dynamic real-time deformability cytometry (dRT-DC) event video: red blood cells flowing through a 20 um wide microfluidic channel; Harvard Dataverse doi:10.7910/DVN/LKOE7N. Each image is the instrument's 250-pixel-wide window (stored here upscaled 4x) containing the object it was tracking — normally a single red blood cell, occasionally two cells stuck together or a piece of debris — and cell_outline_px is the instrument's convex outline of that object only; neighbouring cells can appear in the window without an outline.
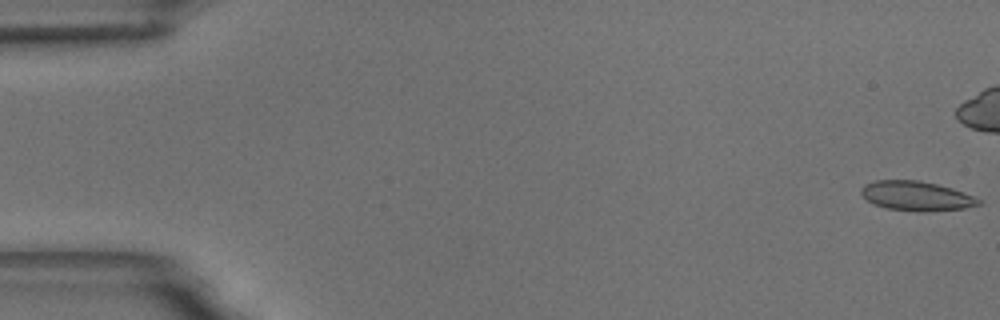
{"species": "common noctule bat (a hibernating species)", "species_latin": "Nyctalus noctula", "temperature_condition": "room temperature", "stored_images_in_passage": 45, "camera_frame_rate_fps": 3000, "um_per_image_px": 0.085, "animal": {"sex": "male", "body_mass_g": 18.8}, "frame": {"image": 1, "passage_image": 1, "time_ms": 0.0, "image_size_px": [1000, 320], "cell_outline_px": [[984, 204], [964, 208], [924, 212], [920, 212], [888, 208], [876, 204], [868, 200], [860, 192], [860, 188], [864, 184], [876, 180], [920, 180], [952, 188], [972, 196], [980, 200]], "centroid_in_image_um": [77.9, 16.65], "position_along_channel_um": 7.1, "area_um2": 20.06}}
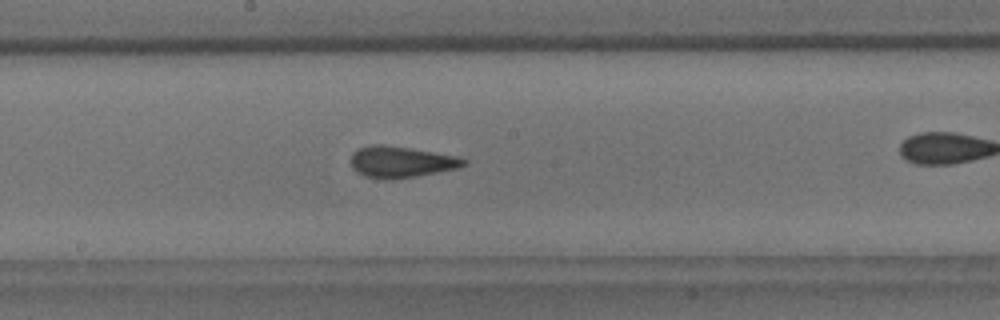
{"frame": {"image": 2, "passage_image": 30, "time_ms": 9.667, "image_size_px": [1000, 320], "cell_outline_px": [[468, 164], [460, 168], [416, 176], [392, 180], [384, 180], [364, 176], [356, 172], [352, 168], [352, 152], [360, 148], [376, 144], [384, 144], [460, 156], [468, 160]], "centroid_in_image_um": [34.14, 13.77], "position_along_channel_um": 214.1, "area_um2": 20.87}}
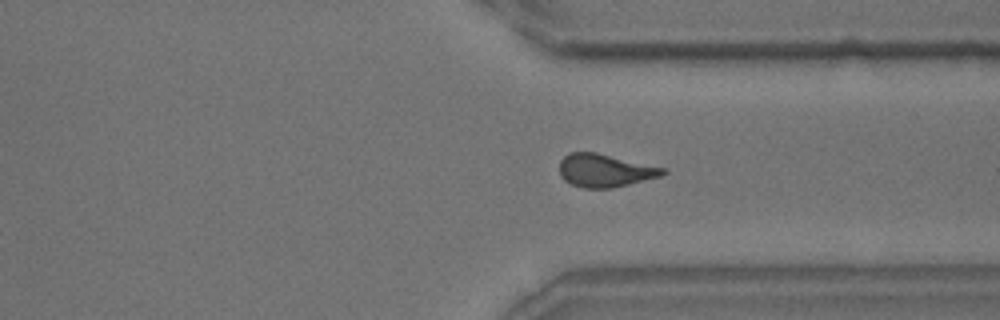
{"frame": {"image": 3, "passage_image": 42, "time_ms": 13.667, "image_size_px": [1000, 320], "cell_outline_px": [[668, 172], [660, 176], [612, 188], [584, 188], [572, 184], [564, 180], [560, 176], [560, 160], [568, 152], [596, 152], [668, 168]], "centroid_in_image_um": [51.43, 14.48], "position_along_channel_um": 360.0, "area_um2": 20.0}}